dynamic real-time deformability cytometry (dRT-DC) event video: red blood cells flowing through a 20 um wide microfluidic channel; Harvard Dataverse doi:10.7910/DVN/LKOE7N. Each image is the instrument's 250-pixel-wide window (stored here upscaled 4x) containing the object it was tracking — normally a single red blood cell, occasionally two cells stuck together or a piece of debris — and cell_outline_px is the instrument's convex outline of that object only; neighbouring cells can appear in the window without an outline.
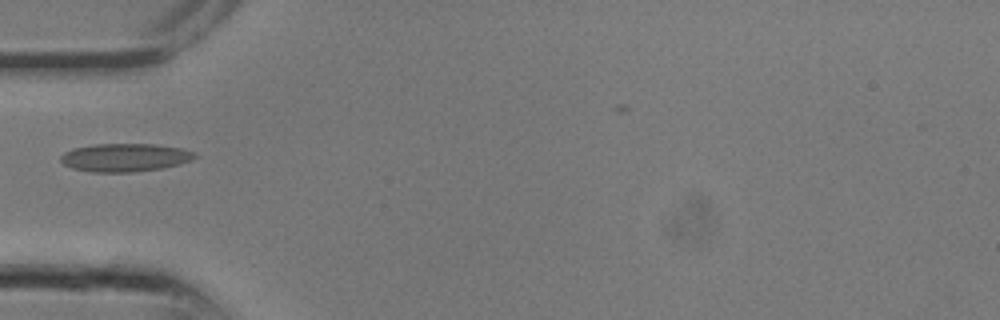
{"species": "common noctule bat (a hibernating species)", "species_latin": "Nyctalus noctula", "temperature_condition": "room temperature", "stored_images_in_passage": 11, "camera_frame_rate_fps": 3000, "um_per_image_px": 0.085, "animal": {"sex": "male", "body_mass_g": 13.3}, "frame": {"image": 1, "passage_image": 9, "time_ms": 2.667, "image_size_px": [1000, 320], "cell_outline_px": [[196, 156], [192, 160], [180, 164], [160, 168], [132, 172], [92, 172], [72, 168], [64, 164], [60, 160], [60, 156], [64, 152], [72, 148], [96, 144], [156, 144], [180, 148], [196, 152]], "centroid_in_image_um": [10.61, 13.38], "position_along_channel_um": 74.4, "area_um2": 22.02}}